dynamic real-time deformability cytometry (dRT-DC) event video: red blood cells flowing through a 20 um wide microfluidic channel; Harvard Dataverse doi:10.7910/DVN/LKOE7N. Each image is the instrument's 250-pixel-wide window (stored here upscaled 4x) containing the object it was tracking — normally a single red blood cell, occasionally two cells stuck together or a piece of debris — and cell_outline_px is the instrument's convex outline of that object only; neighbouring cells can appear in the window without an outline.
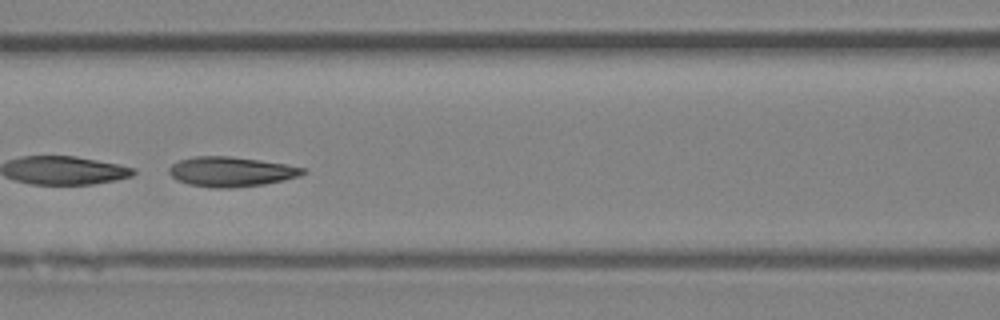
{"species": "Egyptian fruit bat (a non-hibernating species)", "species_latin": "Rousettus aegyptiacus", "temperature_condition": "room temperature", "stored_images_in_passage": 5, "camera_frame_rate_fps": 3000, "um_per_image_px": 0.085, "animal": {"sex": "female"}, "frame": {"image": 1, "passage_image": 5, "time_ms": 5.333, "image_size_px": [1000, 320], "cell_outline_px": [[308, 172], [296, 176], [264, 184], [232, 188], [212, 188], [188, 184], [176, 180], [168, 172], [168, 168], [172, 164], [180, 160], [192, 156], [228, 156], [260, 160], [284, 164], [304, 168]], "centroid_in_image_um": [19.57, 14.59], "position_along_channel_um": 147.0, "area_um2": 23.12}}